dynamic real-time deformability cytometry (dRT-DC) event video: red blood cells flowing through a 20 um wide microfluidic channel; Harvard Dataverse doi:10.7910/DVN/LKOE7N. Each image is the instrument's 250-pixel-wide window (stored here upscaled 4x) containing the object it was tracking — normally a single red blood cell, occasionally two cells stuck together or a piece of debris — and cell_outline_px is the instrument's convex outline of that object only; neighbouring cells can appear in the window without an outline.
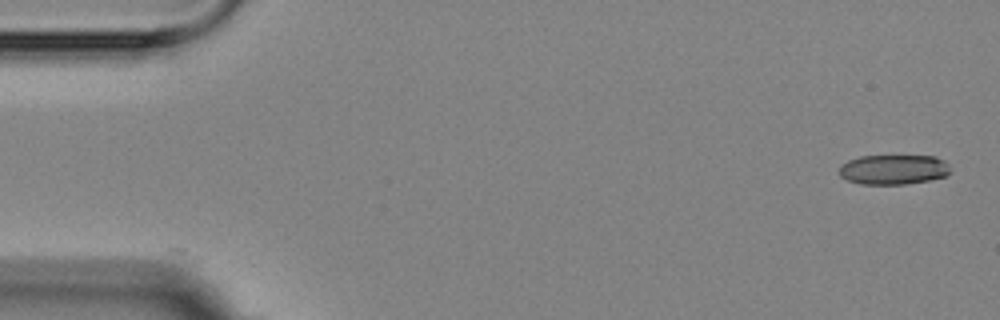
{"species": "Egyptian fruit bat (a non-hibernating species)", "species_latin": "Rousettus aegyptiacus", "temperature_condition": "room temperature", "stored_images_in_passage": 6, "segment_of_instrument_passage": [1, 2], "camera_frame_rate_fps": 3000, "um_per_image_px": 0.085, "animal": {"sex": "female"}, "frame": {"image": 1, "passage_image": 1, "time_ms": 0.0, "image_size_px": [1000, 320], "cell_outline_px": [[948, 172], [944, 176], [928, 180], [904, 184], [860, 184], [848, 180], [840, 176], [840, 164], [848, 160], [860, 156], [936, 156], [944, 160], [948, 164]], "centroid_in_image_um": [75.91, 14.4], "position_along_channel_um": 9.1, "area_um2": 19.19}}
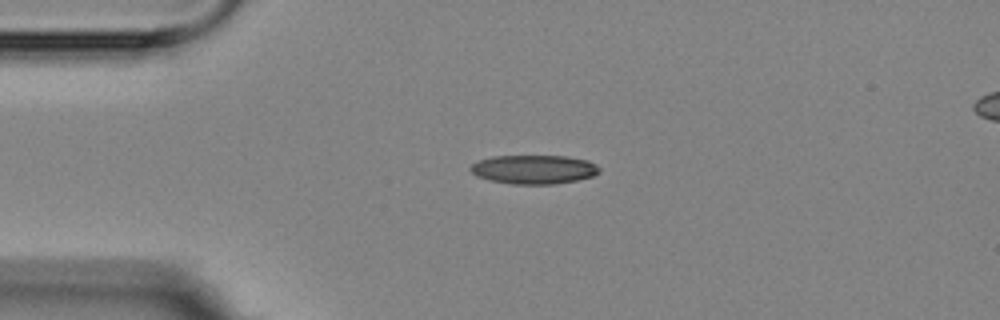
{"frame": {"image": 2, "passage_image": 4, "time_ms": 3.667, "image_size_px": [1000, 320], "cell_outline_px": [[600, 172], [592, 176], [576, 180], [552, 184], [512, 184], [488, 180], [476, 176], [468, 168], [472, 164], [480, 160], [492, 156], [568, 156], [588, 160], [596, 164], [600, 168]], "centroid_in_image_um": [45.37, 14.4], "position_along_channel_um": 39.6, "area_um2": 21.79}}